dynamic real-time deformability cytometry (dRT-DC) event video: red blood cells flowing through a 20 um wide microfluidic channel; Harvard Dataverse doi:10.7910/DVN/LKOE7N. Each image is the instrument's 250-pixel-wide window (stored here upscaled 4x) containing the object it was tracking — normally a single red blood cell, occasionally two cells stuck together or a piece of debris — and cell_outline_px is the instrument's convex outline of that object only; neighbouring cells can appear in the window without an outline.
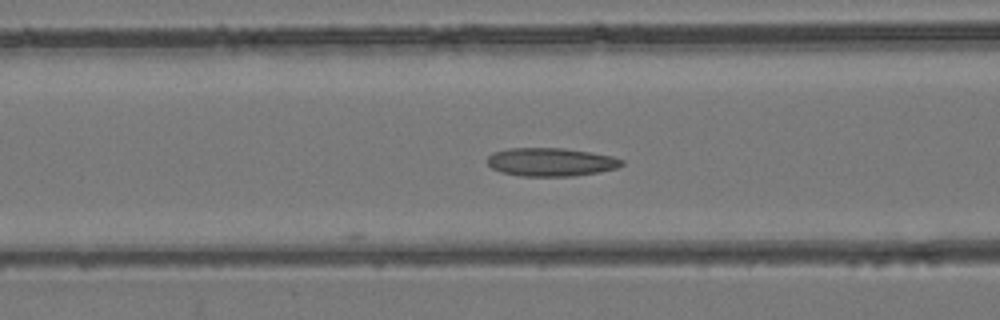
{"species": "common noctule bat (a hibernating species)", "species_latin": "Nyctalus noctula", "temperature_condition": "room temperature", "stored_images_in_passage": 7, "camera_frame_rate_fps": 3000, "um_per_image_px": 0.085, "animal": {"sex": "female", "body_mass_g": 24.6, "forearm_length_mm": 56.2}, "frame": {"image": 1, "passage_image": 7, "time_ms": 2.0, "image_size_px": [1000, 320], "cell_outline_px": [[624, 164], [616, 168], [600, 172], [572, 176], [520, 176], [500, 172], [492, 168], [488, 164], [488, 156], [492, 152], [508, 148], [564, 148], [592, 152], [612, 156], [624, 160]], "centroid_in_image_um": [46.83, 13.77], "position_along_channel_um": 119.8, "area_um2": 22.37}}